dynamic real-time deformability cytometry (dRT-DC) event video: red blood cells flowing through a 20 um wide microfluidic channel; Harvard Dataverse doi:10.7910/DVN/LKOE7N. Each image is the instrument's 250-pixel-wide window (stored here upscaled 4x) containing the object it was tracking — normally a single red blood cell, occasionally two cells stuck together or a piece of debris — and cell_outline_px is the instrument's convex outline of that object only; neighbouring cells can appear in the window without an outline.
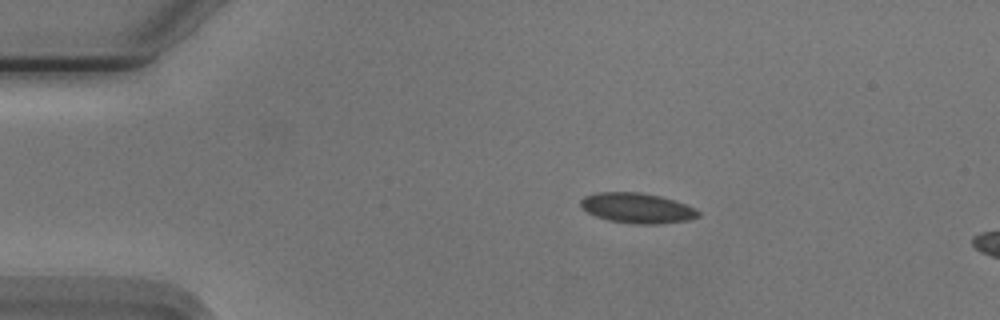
{"species": "Egyptian fruit bat (a non-hibernating species)", "species_latin": "Rousettus aegyptiacus", "temperature_condition": "cold", "stored_images_in_passage": 16, "camera_frame_rate_fps": 3000, "um_per_image_px": 0.085, "animal": {"sex": "male"}, "frame": {"image": 1, "passage_image": 10, "time_ms": 3.0, "image_size_px": [1000, 320], "cell_outline_px": [[700, 216], [688, 220], [660, 224], [636, 224], [608, 220], [596, 216], [580, 208], [580, 200], [584, 196], [596, 192], [640, 192], [660, 196], [676, 200], [696, 208], [700, 212]], "centroid_in_image_um": [54.16, 17.68], "position_along_channel_um": 30.8, "area_um2": 20.92}}